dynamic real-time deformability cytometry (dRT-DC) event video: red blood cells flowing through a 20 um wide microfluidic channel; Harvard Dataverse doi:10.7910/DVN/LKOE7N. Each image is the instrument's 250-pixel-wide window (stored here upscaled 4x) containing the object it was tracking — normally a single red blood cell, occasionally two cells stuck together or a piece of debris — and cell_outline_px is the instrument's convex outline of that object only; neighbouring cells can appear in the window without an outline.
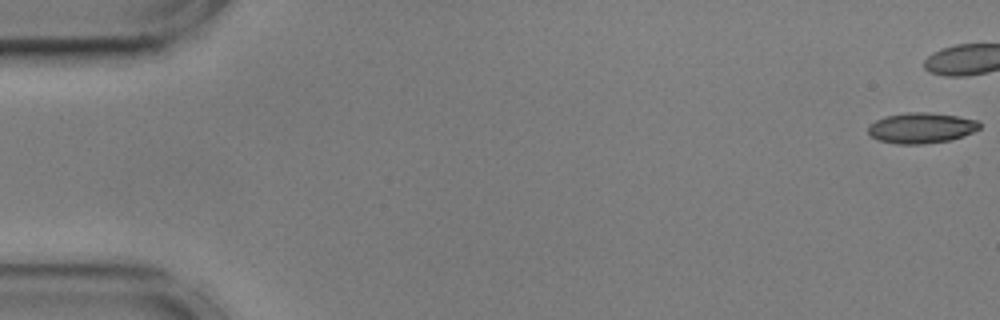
{"species": "common noctule bat (a hibernating species)", "species_latin": "Nyctalus noctula", "temperature_condition": "cold", "stored_images_in_passage": 44, "camera_frame_rate_fps": 3000, "um_per_image_px": 0.085, "animal": {"sex": "male", "body_mass_g": 17.9, "forearm_length_mm": 54.2}, "frame": {"image": 1, "passage_image": 1, "time_ms": 0.0, "image_size_px": [1000, 320], "cell_outline_px": [[980, 128], [964, 136], [948, 140], [924, 144], [896, 144], [876, 140], [868, 132], [868, 124], [884, 116], [908, 112], [928, 112], [956, 116], [980, 120]], "centroid_in_image_um": [78.29, 10.87], "position_along_channel_um": 6.7, "area_um2": 20.0}}